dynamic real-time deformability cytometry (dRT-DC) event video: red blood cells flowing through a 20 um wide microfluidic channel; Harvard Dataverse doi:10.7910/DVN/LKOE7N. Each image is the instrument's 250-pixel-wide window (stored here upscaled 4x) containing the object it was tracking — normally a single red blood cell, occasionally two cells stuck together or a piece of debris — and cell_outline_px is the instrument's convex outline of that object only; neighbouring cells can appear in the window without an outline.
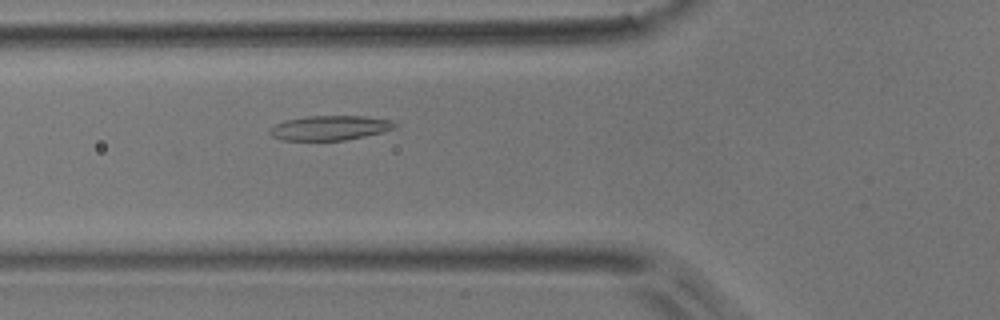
{"species": "common noctule bat (a hibernating species)", "species_latin": "Nyctalus noctula", "temperature_condition": "room temperature", "stored_images_in_passage": 41, "camera_frame_rate_fps": 3000, "um_per_image_px": 0.085, "animal": {"sex": "male", "body_mass_g": 17.9}, "frame": {"image": 1, "passage_image": 6, "time_ms": 1.667, "image_size_px": [1000, 320], "cell_outline_px": [[396, 128], [364, 136], [344, 140], [280, 140], [272, 136], [268, 132], [268, 128], [284, 120], [304, 116], [364, 116], [388, 120], [396, 124]], "centroid_in_image_um": [27.95, 10.87], "position_along_channel_um": 97.8, "area_um2": 17.86}}
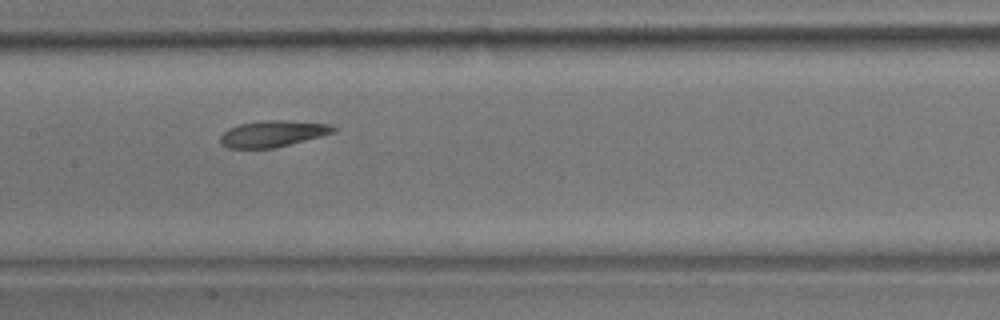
{"frame": {"image": 2, "passage_image": 13, "time_ms": 4.0, "image_size_px": [1000, 320], "cell_outline_px": [[336, 132], [276, 148], [228, 148], [220, 144], [220, 136], [228, 128], [240, 124], [268, 120], [284, 120], [328, 124], [336, 128]], "centroid_in_image_um": [23.17, 11.37], "position_along_channel_um": 184.2, "area_um2": 17.28}}
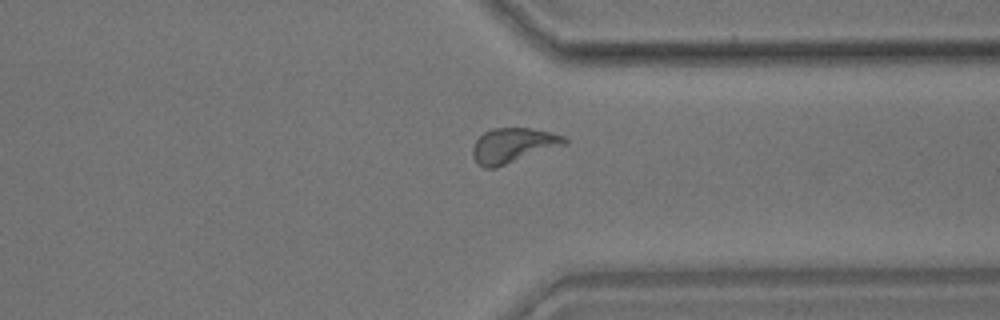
{"frame": {"image": 3, "passage_image": 28, "time_ms": 9.0, "image_size_px": [1000, 320], "cell_outline_px": [[568, 144], [496, 168], [484, 168], [476, 164], [472, 156], [472, 148], [476, 140], [484, 132], [492, 128], [532, 128], [552, 132], [564, 136], [568, 140]], "centroid_in_image_um": [43.61, 12.37], "position_along_channel_um": 367.8, "area_um2": 19.02}, "authors_computed_cell_mechanics": {"area_um2": 17.7446, "velocity_mm_per_s": 3.6865, "shape_relaxation_time_tau1_ms": null, "shape_relaxation_time_tau2_ms": 2.111, "deformation_change_tau1": null, "deformation_change_tau2": 0.0755}}